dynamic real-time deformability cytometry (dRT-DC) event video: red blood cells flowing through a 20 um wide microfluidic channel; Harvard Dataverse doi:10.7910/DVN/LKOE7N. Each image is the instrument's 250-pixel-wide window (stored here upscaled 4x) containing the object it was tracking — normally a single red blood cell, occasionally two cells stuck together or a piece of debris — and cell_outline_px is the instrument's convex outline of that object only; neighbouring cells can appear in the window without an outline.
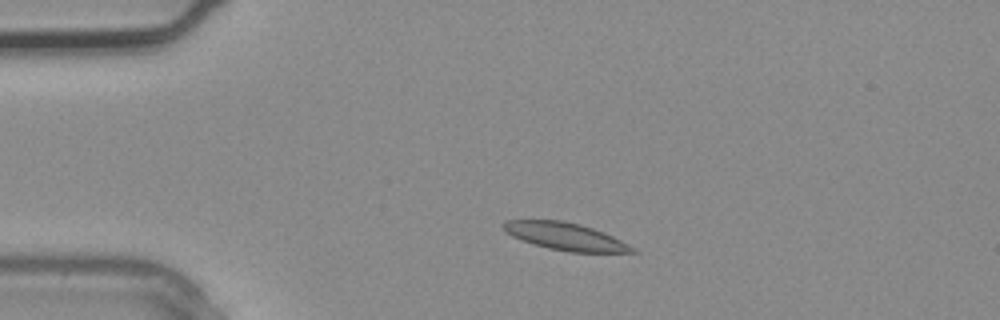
{"species": "common noctule bat (a hibernating species)", "species_latin": "Nyctalus noctula", "temperature_condition": "warm", "stored_images_in_passage": 2, "camera_frame_rate_fps": 3000, "um_per_image_px": 0.085, "animal": {"sex": "male", "body_mass_g": 20.4}, "frame": {"image": 1, "passage_image": 2, "time_ms": 0.333, "image_size_px": [1000, 320], "cell_outline_px": [[640, 252], [572, 252], [548, 248], [512, 236], [504, 232], [504, 220], [564, 220], [580, 224], [604, 232], [636, 248]], "centroid_in_image_um": [48.08, 20.09], "position_along_channel_um": 36.9, "area_um2": 20.35}}